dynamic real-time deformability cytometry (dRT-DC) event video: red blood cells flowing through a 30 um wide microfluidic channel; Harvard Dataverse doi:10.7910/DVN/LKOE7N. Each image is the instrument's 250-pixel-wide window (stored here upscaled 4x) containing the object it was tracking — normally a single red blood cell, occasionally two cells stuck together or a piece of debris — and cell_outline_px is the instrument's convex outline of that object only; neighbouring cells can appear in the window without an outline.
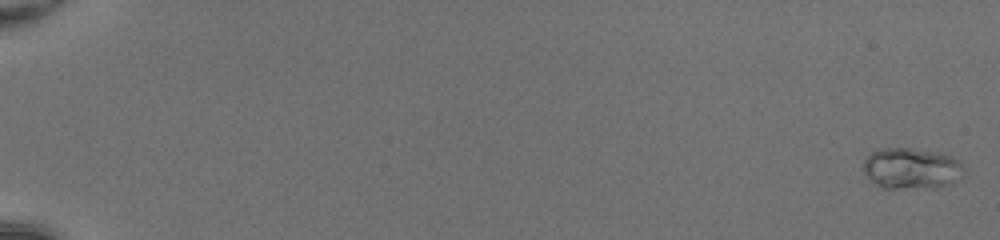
{"species": "common noctule bat (a hibernating species)", "species_latin": "Nyctalus noctula", "temperature_condition": "room temperature", "stored_images_in_passage": 51, "camera_frame_rate_fps": 3000, "um_per_image_px": 0.085, "animal": {"sex": "female", "body_mass_g": 20.0, "forearm_length_mm": 54.0}, "frame": {"image": 1, "passage_image": 1, "time_ms": 0.0, "image_size_px": [1000, 240], "cell_outline_px": [[968, 168], [952, 184], [936, 188], [880, 188], [872, 184], [864, 172], [864, 160], [872, 152], [880, 148], [908, 148], [932, 152], [952, 156], [960, 160]], "centroid_in_image_um": [77.5, 14.34], "position_along_channel_um": 7.5, "area_um2": 24.45}}
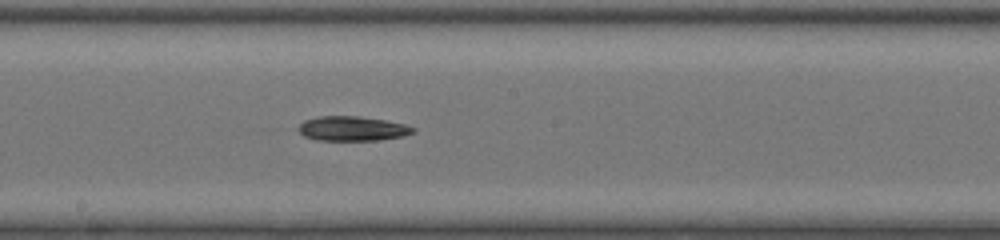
{"frame": {"image": 2, "passage_image": 31, "time_ms": 10.0, "image_size_px": [1000, 240], "cell_outline_px": [[416, 132], [404, 136], [380, 140], [316, 140], [304, 136], [296, 128], [304, 120], [316, 116], [360, 116], [384, 120], [404, 124], [416, 128]], "centroid_in_image_um": [29.95, 10.93], "position_along_channel_um": 218.3, "area_um2": 16.59}}
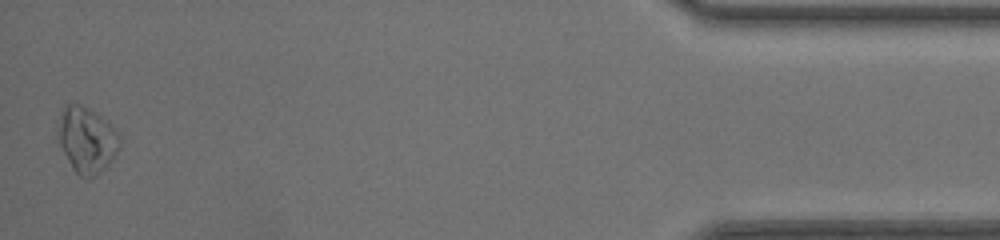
{"frame": {"image": 3, "passage_image": 51, "time_ms": 16.667, "image_size_px": [1000, 240], "cell_outline_px": [[120, 144], [112, 160], [104, 168], [88, 180], [84, 180], [72, 168], [60, 144], [56, 132], [60, 112], [64, 104], [80, 104], [88, 108], [112, 124], [120, 136]], "centroid_in_image_um": [7.35, 11.87], "position_along_channel_um": 427.8, "area_um2": 23.76}, "authors_computed_cell_mechanics": {"area_um2": 17.5134, "velocity_mm_per_s": 4.2421, "shape_relaxation_time_tau1_ms": 4.5242, "shape_relaxation_time_tau2_ms": null, "deformation_change_tau1": 0.1459, "deformation_change_tau2": null}}